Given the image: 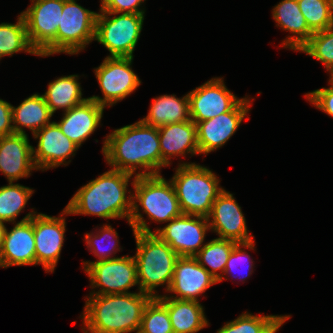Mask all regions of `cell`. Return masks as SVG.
Here are the masks:
<instances>
[{
    "instance_id": "1",
    "label": "cell",
    "mask_w": 333,
    "mask_h": 333,
    "mask_svg": "<svg viewBox=\"0 0 333 333\" xmlns=\"http://www.w3.org/2000/svg\"><path fill=\"white\" fill-rule=\"evenodd\" d=\"M102 152L112 169L133 175L139 167L144 168L143 172L135 176H152L160 173L158 128L145 124L142 120L115 129L107 135Z\"/></svg>"
},
{
    "instance_id": "2",
    "label": "cell",
    "mask_w": 333,
    "mask_h": 333,
    "mask_svg": "<svg viewBox=\"0 0 333 333\" xmlns=\"http://www.w3.org/2000/svg\"><path fill=\"white\" fill-rule=\"evenodd\" d=\"M90 296L82 316L84 333H138L145 307L153 298L140 291Z\"/></svg>"
},
{
    "instance_id": "3",
    "label": "cell",
    "mask_w": 333,
    "mask_h": 333,
    "mask_svg": "<svg viewBox=\"0 0 333 333\" xmlns=\"http://www.w3.org/2000/svg\"><path fill=\"white\" fill-rule=\"evenodd\" d=\"M132 174L111 169L82 186L65 207L69 214L95 215L105 219L127 218L132 213V195L126 196Z\"/></svg>"
},
{
    "instance_id": "4",
    "label": "cell",
    "mask_w": 333,
    "mask_h": 333,
    "mask_svg": "<svg viewBox=\"0 0 333 333\" xmlns=\"http://www.w3.org/2000/svg\"><path fill=\"white\" fill-rule=\"evenodd\" d=\"M134 178L131 184L135 194L132 195L133 208L129 219L133 232L153 233L139 212V205L149 219L161 223L169 222L182 214L171 181H166L161 174Z\"/></svg>"
},
{
    "instance_id": "5",
    "label": "cell",
    "mask_w": 333,
    "mask_h": 333,
    "mask_svg": "<svg viewBox=\"0 0 333 333\" xmlns=\"http://www.w3.org/2000/svg\"><path fill=\"white\" fill-rule=\"evenodd\" d=\"M137 251L134 259L137 266L139 291L158 297L156 287L166 285L168 291L175 268L180 257L166 242L155 233L133 232Z\"/></svg>"
},
{
    "instance_id": "6",
    "label": "cell",
    "mask_w": 333,
    "mask_h": 333,
    "mask_svg": "<svg viewBox=\"0 0 333 333\" xmlns=\"http://www.w3.org/2000/svg\"><path fill=\"white\" fill-rule=\"evenodd\" d=\"M170 180L182 214L208 217L217 196L224 190L219 179L208 168L195 163H182Z\"/></svg>"
},
{
    "instance_id": "7",
    "label": "cell",
    "mask_w": 333,
    "mask_h": 333,
    "mask_svg": "<svg viewBox=\"0 0 333 333\" xmlns=\"http://www.w3.org/2000/svg\"><path fill=\"white\" fill-rule=\"evenodd\" d=\"M100 12L96 19L95 40L108 49L109 57L133 58L144 14L121 13L111 18L110 12Z\"/></svg>"
},
{
    "instance_id": "8",
    "label": "cell",
    "mask_w": 333,
    "mask_h": 333,
    "mask_svg": "<svg viewBox=\"0 0 333 333\" xmlns=\"http://www.w3.org/2000/svg\"><path fill=\"white\" fill-rule=\"evenodd\" d=\"M24 18L31 46L41 57L57 53V29L65 0H31Z\"/></svg>"
},
{
    "instance_id": "9",
    "label": "cell",
    "mask_w": 333,
    "mask_h": 333,
    "mask_svg": "<svg viewBox=\"0 0 333 333\" xmlns=\"http://www.w3.org/2000/svg\"><path fill=\"white\" fill-rule=\"evenodd\" d=\"M97 14L65 0L57 29V53L78 54L95 40Z\"/></svg>"
},
{
    "instance_id": "10",
    "label": "cell",
    "mask_w": 333,
    "mask_h": 333,
    "mask_svg": "<svg viewBox=\"0 0 333 333\" xmlns=\"http://www.w3.org/2000/svg\"><path fill=\"white\" fill-rule=\"evenodd\" d=\"M84 270L91 280L92 288H100L90 294L109 295L130 293L138 284L137 266L134 256H122L105 261L84 262Z\"/></svg>"
},
{
    "instance_id": "11",
    "label": "cell",
    "mask_w": 333,
    "mask_h": 333,
    "mask_svg": "<svg viewBox=\"0 0 333 333\" xmlns=\"http://www.w3.org/2000/svg\"><path fill=\"white\" fill-rule=\"evenodd\" d=\"M133 58L109 57L95 69V75L99 82L104 97H89L99 105L112 106L118 101L130 95L141 84L140 79L130 67Z\"/></svg>"
},
{
    "instance_id": "12",
    "label": "cell",
    "mask_w": 333,
    "mask_h": 333,
    "mask_svg": "<svg viewBox=\"0 0 333 333\" xmlns=\"http://www.w3.org/2000/svg\"><path fill=\"white\" fill-rule=\"evenodd\" d=\"M207 230H210L208 217L181 214L153 233L179 256L194 257L202 248Z\"/></svg>"
},
{
    "instance_id": "13",
    "label": "cell",
    "mask_w": 333,
    "mask_h": 333,
    "mask_svg": "<svg viewBox=\"0 0 333 333\" xmlns=\"http://www.w3.org/2000/svg\"><path fill=\"white\" fill-rule=\"evenodd\" d=\"M190 117L196 124L231 111L242 99L225 86L222 78H212L188 93Z\"/></svg>"
},
{
    "instance_id": "14",
    "label": "cell",
    "mask_w": 333,
    "mask_h": 333,
    "mask_svg": "<svg viewBox=\"0 0 333 333\" xmlns=\"http://www.w3.org/2000/svg\"><path fill=\"white\" fill-rule=\"evenodd\" d=\"M64 214H69L66 208L60 217L42 213L33 216L36 265L42 264L47 272L54 271L60 257L66 227L65 218L61 217Z\"/></svg>"
},
{
    "instance_id": "15",
    "label": "cell",
    "mask_w": 333,
    "mask_h": 333,
    "mask_svg": "<svg viewBox=\"0 0 333 333\" xmlns=\"http://www.w3.org/2000/svg\"><path fill=\"white\" fill-rule=\"evenodd\" d=\"M249 106V98L245 97L231 111L198 122L196 126L199 153L207 154L222 147L242 123L249 112Z\"/></svg>"
},
{
    "instance_id": "16",
    "label": "cell",
    "mask_w": 333,
    "mask_h": 333,
    "mask_svg": "<svg viewBox=\"0 0 333 333\" xmlns=\"http://www.w3.org/2000/svg\"><path fill=\"white\" fill-rule=\"evenodd\" d=\"M212 219V220H210ZM210 229L215 231L219 238L232 240L237 243L253 241L248 233L246 219L241 207L236 202L233 194L225 189L217 196L208 216Z\"/></svg>"
},
{
    "instance_id": "17",
    "label": "cell",
    "mask_w": 333,
    "mask_h": 333,
    "mask_svg": "<svg viewBox=\"0 0 333 333\" xmlns=\"http://www.w3.org/2000/svg\"><path fill=\"white\" fill-rule=\"evenodd\" d=\"M35 139H39L37 149L32 147V158L36 170H47L67 165L66 159L75 155L79 146L65 136L55 122L45 125L33 134Z\"/></svg>"
},
{
    "instance_id": "18",
    "label": "cell",
    "mask_w": 333,
    "mask_h": 333,
    "mask_svg": "<svg viewBox=\"0 0 333 333\" xmlns=\"http://www.w3.org/2000/svg\"><path fill=\"white\" fill-rule=\"evenodd\" d=\"M35 211L28 213L8 232L5 231L3 246L0 253V267L36 265L35 239L33 232V216Z\"/></svg>"
},
{
    "instance_id": "19",
    "label": "cell",
    "mask_w": 333,
    "mask_h": 333,
    "mask_svg": "<svg viewBox=\"0 0 333 333\" xmlns=\"http://www.w3.org/2000/svg\"><path fill=\"white\" fill-rule=\"evenodd\" d=\"M216 283L218 281L194 257L180 256L175 263L173 279L167 292L177 295L169 298L198 301V296Z\"/></svg>"
},
{
    "instance_id": "20",
    "label": "cell",
    "mask_w": 333,
    "mask_h": 333,
    "mask_svg": "<svg viewBox=\"0 0 333 333\" xmlns=\"http://www.w3.org/2000/svg\"><path fill=\"white\" fill-rule=\"evenodd\" d=\"M27 134L13 133L0 137V171L9 182L28 177L36 169Z\"/></svg>"
},
{
    "instance_id": "21",
    "label": "cell",
    "mask_w": 333,
    "mask_h": 333,
    "mask_svg": "<svg viewBox=\"0 0 333 333\" xmlns=\"http://www.w3.org/2000/svg\"><path fill=\"white\" fill-rule=\"evenodd\" d=\"M104 108L88 98L83 103L65 111L62 120L55 123L65 136L80 147L100 124Z\"/></svg>"
},
{
    "instance_id": "22",
    "label": "cell",
    "mask_w": 333,
    "mask_h": 333,
    "mask_svg": "<svg viewBox=\"0 0 333 333\" xmlns=\"http://www.w3.org/2000/svg\"><path fill=\"white\" fill-rule=\"evenodd\" d=\"M161 167L170 165L173 156L187 153L200 154L197 142V126L192 120L170 123L158 128ZM173 155V156H172Z\"/></svg>"
},
{
    "instance_id": "23",
    "label": "cell",
    "mask_w": 333,
    "mask_h": 333,
    "mask_svg": "<svg viewBox=\"0 0 333 333\" xmlns=\"http://www.w3.org/2000/svg\"><path fill=\"white\" fill-rule=\"evenodd\" d=\"M277 26L290 31L294 36H288L283 46L299 51L314 34L308 27L297 0H282L272 11ZM296 35V36H295Z\"/></svg>"
},
{
    "instance_id": "24",
    "label": "cell",
    "mask_w": 333,
    "mask_h": 333,
    "mask_svg": "<svg viewBox=\"0 0 333 333\" xmlns=\"http://www.w3.org/2000/svg\"><path fill=\"white\" fill-rule=\"evenodd\" d=\"M157 298L167 307L174 333H197L209 325L199 301L169 298L166 295H158Z\"/></svg>"
},
{
    "instance_id": "25",
    "label": "cell",
    "mask_w": 333,
    "mask_h": 333,
    "mask_svg": "<svg viewBox=\"0 0 333 333\" xmlns=\"http://www.w3.org/2000/svg\"><path fill=\"white\" fill-rule=\"evenodd\" d=\"M145 124L161 127L170 123L191 120L188 94L177 98L175 95H161L153 99L148 115L141 119Z\"/></svg>"
},
{
    "instance_id": "26",
    "label": "cell",
    "mask_w": 333,
    "mask_h": 333,
    "mask_svg": "<svg viewBox=\"0 0 333 333\" xmlns=\"http://www.w3.org/2000/svg\"><path fill=\"white\" fill-rule=\"evenodd\" d=\"M53 114L46 101L38 93L29 96L18 106H12V119L14 133L26 134L22 127H27L35 134L45 125L50 124Z\"/></svg>"
},
{
    "instance_id": "27",
    "label": "cell",
    "mask_w": 333,
    "mask_h": 333,
    "mask_svg": "<svg viewBox=\"0 0 333 333\" xmlns=\"http://www.w3.org/2000/svg\"><path fill=\"white\" fill-rule=\"evenodd\" d=\"M77 77L78 75L63 76L49 83L42 96L52 114L58 109L68 111L88 99L82 98V89Z\"/></svg>"
},
{
    "instance_id": "28",
    "label": "cell",
    "mask_w": 333,
    "mask_h": 333,
    "mask_svg": "<svg viewBox=\"0 0 333 333\" xmlns=\"http://www.w3.org/2000/svg\"><path fill=\"white\" fill-rule=\"evenodd\" d=\"M290 315L255 316L248 312L226 323L217 333H276Z\"/></svg>"
},
{
    "instance_id": "29",
    "label": "cell",
    "mask_w": 333,
    "mask_h": 333,
    "mask_svg": "<svg viewBox=\"0 0 333 333\" xmlns=\"http://www.w3.org/2000/svg\"><path fill=\"white\" fill-rule=\"evenodd\" d=\"M236 244L237 242L232 240L216 238L205 243L194 258L200 265L207 269L218 282H221L224 279L222 276H224V269L229 255ZM206 264L211 269L207 268ZM218 270L223 274L217 273Z\"/></svg>"
},
{
    "instance_id": "30",
    "label": "cell",
    "mask_w": 333,
    "mask_h": 333,
    "mask_svg": "<svg viewBox=\"0 0 333 333\" xmlns=\"http://www.w3.org/2000/svg\"><path fill=\"white\" fill-rule=\"evenodd\" d=\"M22 51L40 56L29 42L25 21L20 14L16 24H0V58Z\"/></svg>"
},
{
    "instance_id": "31",
    "label": "cell",
    "mask_w": 333,
    "mask_h": 333,
    "mask_svg": "<svg viewBox=\"0 0 333 333\" xmlns=\"http://www.w3.org/2000/svg\"><path fill=\"white\" fill-rule=\"evenodd\" d=\"M33 193L34 191L29 187L13 184V182L0 187V220L14 223Z\"/></svg>"
},
{
    "instance_id": "32",
    "label": "cell",
    "mask_w": 333,
    "mask_h": 333,
    "mask_svg": "<svg viewBox=\"0 0 333 333\" xmlns=\"http://www.w3.org/2000/svg\"><path fill=\"white\" fill-rule=\"evenodd\" d=\"M309 29L313 32L333 27L330 0H297Z\"/></svg>"
},
{
    "instance_id": "33",
    "label": "cell",
    "mask_w": 333,
    "mask_h": 333,
    "mask_svg": "<svg viewBox=\"0 0 333 333\" xmlns=\"http://www.w3.org/2000/svg\"><path fill=\"white\" fill-rule=\"evenodd\" d=\"M138 333H174L167 307L157 297L146 305Z\"/></svg>"
},
{
    "instance_id": "34",
    "label": "cell",
    "mask_w": 333,
    "mask_h": 333,
    "mask_svg": "<svg viewBox=\"0 0 333 333\" xmlns=\"http://www.w3.org/2000/svg\"><path fill=\"white\" fill-rule=\"evenodd\" d=\"M299 51L321 61L330 71L333 68V27L314 33Z\"/></svg>"
},
{
    "instance_id": "35",
    "label": "cell",
    "mask_w": 333,
    "mask_h": 333,
    "mask_svg": "<svg viewBox=\"0 0 333 333\" xmlns=\"http://www.w3.org/2000/svg\"><path fill=\"white\" fill-rule=\"evenodd\" d=\"M100 233V234H99ZM97 233V235L94 234H90V233H86L85 235V241L87 243V247L89 249H91V251L94 253V255L96 257H98L99 260L97 261H105V260H109V259H114V258H119V257H111L110 255H112L111 253L116 254V250H119V248H116L118 245V234L117 232L112 228L111 225H103L102 230H100V232ZM93 235V236H92ZM105 238H109L110 240L114 239L115 241L111 242L112 246L109 249H105L103 250V248H101L100 245L99 246V241L104 240ZM100 239V240H99ZM116 249V250H115ZM115 250V252H114ZM106 251V252H105Z\"/></svg>"
},
{
    "instance_id": "36",
    "label": "cell",
    "mask_w": 333,
    "mask_h": 333,
    "mask_svg": "<svg viewBox=\"0 0 333 333\" xmlns=\"http://www.w3.org/2000/svg\"><path fill=\"white\" fill-rule=\"evenodd\" d=\"M241 247H244V249L248 248V249H253L254 250V240L250 241V242H246V243H237L233 247V250L230 253L228 261L226 263L224 273L225 274H230V272L233 273L232 271H235L236 268L239 267L238 265L241 262H243L242 264L245 265V263H247L249 261L248 264H247L248 269H249V273H245V274H248V275H245V274L243 275V277L241 278L243 280V279H247V277L249 275H251L252 270H250V269H252V266H253L252 262L253 261L251 260L250 255H248L244 250H242ZM248 258H249V260H248ZM249 263H251V264H249Z\"/></svg>"
},
{
    "instance_id": "37",
    "label": "cell",
    "mask_w": 333,
    "mask_h": 333,
    "mask_svg": "<svg viewBox=\"0 0 333 333\" xmlns=\"http://www.w3.org/2000/svg\"><path fill=\"white\" fill-rule=\"evenodd\" d=\"M145 0H101L100 11L110 12V15L120 13L144 14L139 7Z\"/></svg>"
},
{
    "instance_id": "38",
    "label": "cell",
    "mask_w": 333,
    "mask_h": 333,
    "mask_svg": "<svg viewBox=\"0 0 333 333\" xmlns=\"http://www.w3.org/2000/svg\"><path fill=\"white\" fill-rule=\"evenodd\" d=\"M305 96L315 107L333 117V85L314 90Z\"/></svg>"
},
{
    "instance_id": "39",
    "label": "cell",
    "mask_w": 333,
    "mask_h": 333,
    "mask_svg": "<svg viewBox=\"0 0 333 333\" xmlns=\"http://www.w3.org/2000/svg\"><path fill=\"white\" fill-rule=\"evenodd\" d=\"M12 119V105L0 99V137L14 133Z\"/></svg>"
},
{
    "instance_id": "40",
    "label": "cell",
    "mask_w": 333,
    "mask_h": 333,
    "mask_svg": "<svg viewBox=\"0 0 333 333\" xmlns=\"http://www.w3.org/2000/svg\"><path fill=\"white\" fill-rule=\"evenodd\" d=\"M4 223L5 222L0 220V253L2 250L3 239H4V235H5V231H6V227H5Z\"/></svg>"
},
{
    "instance_id": "41",
    "label": "cell",
    "mask_w": 333,
    "mask_h": 333,
    "mask_svg": "<svg viewBox=\"0 0 333 333\" xmlns=\"http://www.w3.org/2000/svg\"><path fill=\"white\" fill-rule=\"evenodd\" d=\"M330 72V80H329V84L333 85V68L329 71Z\"/></svg>"
},
{
    "instance_id": "42",
    "label": "cell",
    "mask_w": 333,
    "mask_h": 333,
    "mask_svg": "<svg viewBox=\"0 0 333 333\" xmlns=\"http://www.w3.org/2000/svg\"><path fill=\"white\" fill-rule=\"evenodd\" d=\"M330 4H331V14H332V17H333V0H330Z\"/></svg>"
}]
</instances>
